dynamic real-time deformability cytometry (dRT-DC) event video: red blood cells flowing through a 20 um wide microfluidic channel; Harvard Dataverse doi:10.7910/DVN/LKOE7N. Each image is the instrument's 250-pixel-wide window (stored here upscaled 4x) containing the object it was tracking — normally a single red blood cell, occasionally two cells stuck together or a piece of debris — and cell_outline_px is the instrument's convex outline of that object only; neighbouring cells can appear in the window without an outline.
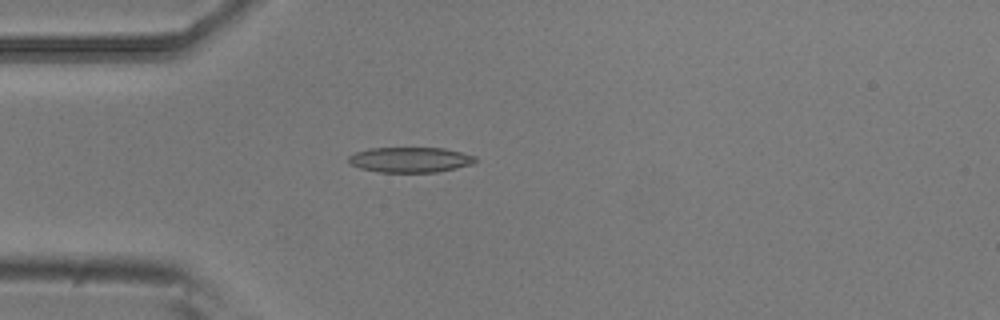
{"species": "common noctule bat (a hibernating species)", "species_latin": "Nyctalus noctula", "temperature_condition": "room temperature", "stored_images_in_passage": 6, "camera_frame_rate_fps": 3000, "um_per_image_px": 0.085, "animal": {"sex": "male", "body_mass_g": 20.5, "forearm_length_mm": 52.5}, "frame": {"image": 1, "passage_image": 4, "time_ms": 1.0, "image_size_px": [1000, 320], "cell_outline_px": [[476, 160], [472, 164], [456, 168], [436, 172], [380, 172], [360, 168], [352, 164], [348, 160], [348, 156], [356, 152], [368, 148], [444, 148], [476, 156]], "centroid_in_image_um": [34.86, 13.57], "position_along_channel_um": 50.1, "area_um2": 18.55}}
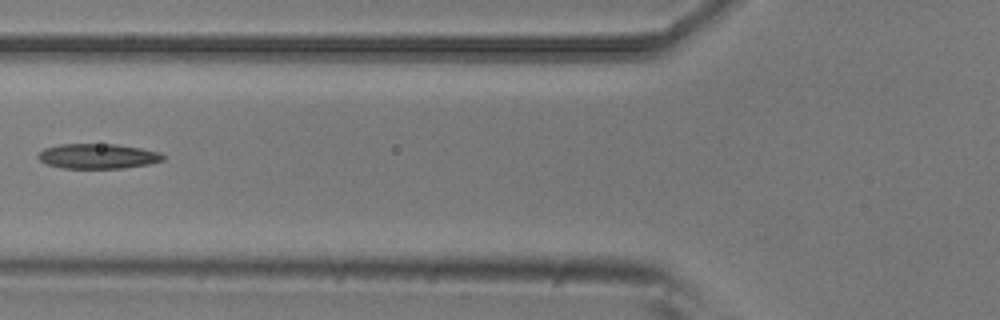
{"frame": {"image": 2, "passage_image": 6, "time_ms": 1.667, "image_size_px": [1000, 320], "cell_outline_px": [[164, 160], [148, 164], [124, 168], [60, 168], [48, 164], [40, 160], [36, 156], [44, 148], [60, 144], [116, 144], [140, 148], [160, 152], [164, 156]], "centroid_in_image_um": [8.31, 13.27], "position_along_channel_um": 117.5, "area_um2": 18.15}}